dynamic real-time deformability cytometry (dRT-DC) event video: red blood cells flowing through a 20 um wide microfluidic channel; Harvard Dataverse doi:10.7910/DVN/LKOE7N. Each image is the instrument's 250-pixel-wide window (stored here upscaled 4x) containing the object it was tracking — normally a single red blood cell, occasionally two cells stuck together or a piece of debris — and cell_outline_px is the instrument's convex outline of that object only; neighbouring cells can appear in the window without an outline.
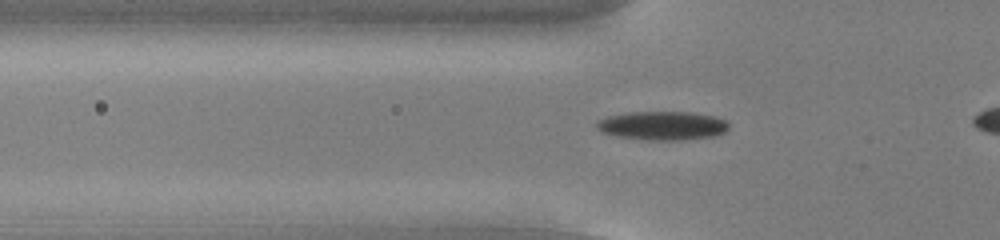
{"species": "common noctule bat (a hibernating species)", "species_latin": "Nyctalus noctula", "temperature_condition": "cold", "stored_images_in_passage": 30, "camera_frame_rate_fps": 3000, "um_per_image_px": 0.085, "animal": {"sex": "male", "body_mass_g": 13.0, "forearm_length_mm": 53.1}, "frame": {"image": 1, "passage_image": 4, "time_ms": 1.0, "image_size_px": [1000, 240], "cell_outline_px": [[728, 128], [724, 132], [712, 136], [680, 140], [648, 140], [616, 136], [600, 132], [596, 128], [596, 120], [608, 116], [628, 112], [692, 112], [716, 116], [724, 120], [728, 124]], "centroid_in_image_um": [56.26, 10.67], "position_along_channel_um": 69.5, "area_um2": 22.2}}
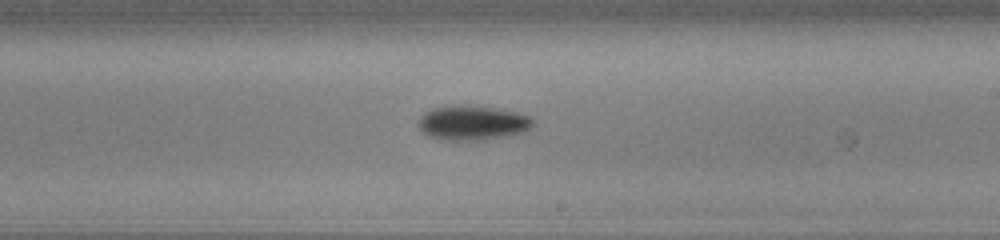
{"frame": {"image": 2, "passage_image": 18, "time_ms": 5.667, "image_size_px": [1000, 240], "cell_outline_px": [[536, 124], [524, 132], [484, 140], [444, 140], [432, 136], [424, 132], [416, 124], [420, 116], [424, 112], [432, 108], [460, 104], [468, 104], [496, 108], [516, 112], [528, 116]], "centroid_in_image_um": [40.15, 10.42], "position_along_channel_um": 248.8, "area_um2": 23.24}}
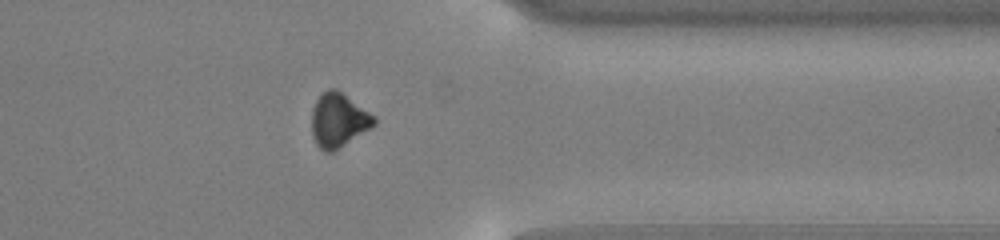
{"frame": {"image": 3, "passage_image": 29, "time_ms": 9.333, "image_size_px": [1000, 240], "cell_outline_px": [[376, 124], [372, 128], [336, 152], [324, 152], [316, 144], [312, 136], [312, 108], [316, 100], [328, 88], [336, 88], [376, 116]], "centroid_in_image_um": [28.8, 10.25], "position_along_channel_um": 382.6, "area_um2": 20.11}}